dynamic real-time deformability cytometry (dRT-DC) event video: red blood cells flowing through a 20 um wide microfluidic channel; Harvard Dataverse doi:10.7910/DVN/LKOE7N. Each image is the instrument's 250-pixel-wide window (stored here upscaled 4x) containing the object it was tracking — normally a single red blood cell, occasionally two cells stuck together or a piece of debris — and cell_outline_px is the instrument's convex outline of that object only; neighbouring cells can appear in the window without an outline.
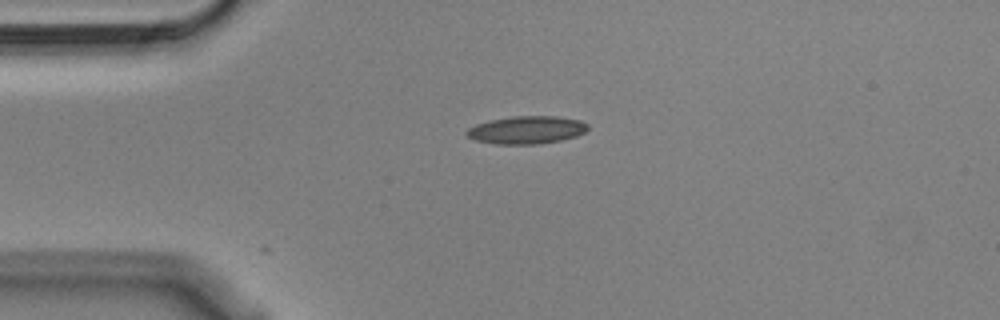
{"species": "Egyptian fruit bat (a non-hibernating species)", "species_latin": "Rousettus aegyptiacus", "temperature_condition": "cold", "stored_images_in_passage": 8, "camera_frame_rate_fps": 3000, "um_per_image_px": 0.085, "animal": {"sex": "male"}, "frame": {"image": 1, "passage_image": 1, "time_ms": 0.0, "image_size_px": [1000, 320], "cell_outline_px": [[588, 128], [584, 132], [576, 136], [560, 140], [536, 144], [496, 144], [476, 140], [468, 136], [464, 132], [468, 128], [476, 124], [492, 120], [512, 116], [556, 116], [580, 120], [588, 124]], "centroid_in_image_um": [44.76, 11.04], "position_along_channel_um": 40.2, "area_um2": 19.48}}
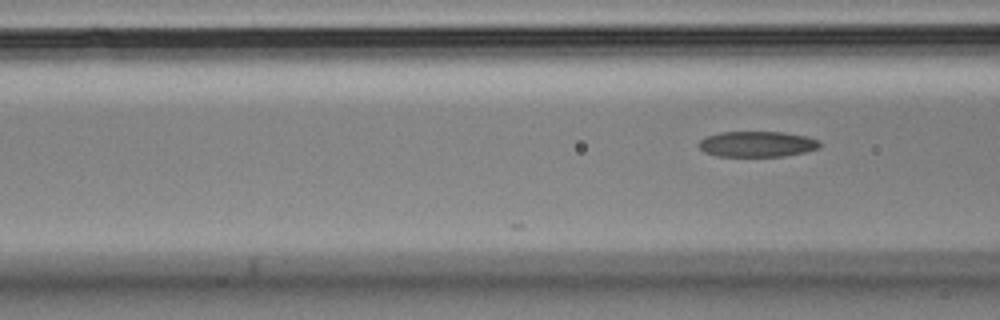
{"frame": {"image": 2, "passage_image": 8, "time_ms": 2.333, "image_size_px": [1000, 320], "cell_outline_px": [[820, 148], [804, 152], [784, 156], [716, 156], [704, 152], [696, 144], [700, 140], [708, 136], [720, 132], [784, 132], [808, 136], [820, 140]], "centroid_in_image_um": [64.37, 12.24], "position_along_channel_um": 102.2, "area_um2": 18.21}}